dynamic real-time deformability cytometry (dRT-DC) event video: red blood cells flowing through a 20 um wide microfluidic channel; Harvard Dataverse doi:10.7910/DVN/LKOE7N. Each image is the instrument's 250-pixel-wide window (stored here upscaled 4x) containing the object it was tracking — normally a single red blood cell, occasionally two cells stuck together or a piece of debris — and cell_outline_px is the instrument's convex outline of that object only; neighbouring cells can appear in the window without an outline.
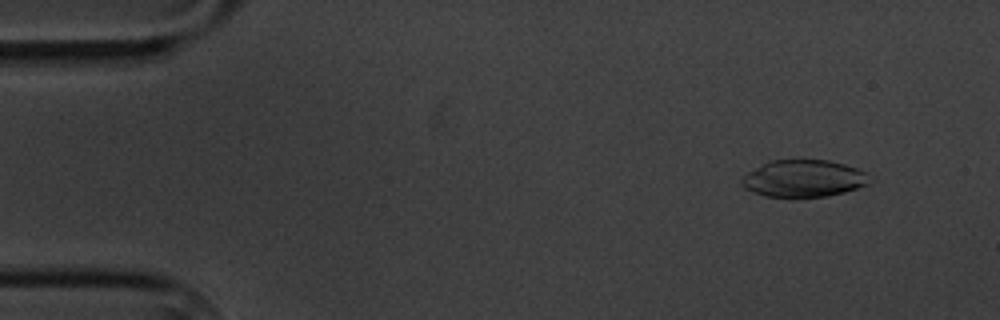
{"species": "common noctule bat (a hibernating species)", "species_latin": "Nyctalus noctula", "temperature_condition": "cold", "stored_images_in_passage": 4, "camera_frame_rate_fps": 3000, "um_per_image_px": 0.085, "animal": {"sex": "male", "body_mass_g": 20.1, "forearm_length_mm": 53.5}, "frame": {"image": 1, "passage_image": 2, "time_ms": 1.0, "image_size_px": [1000, 320], "cell_outline_px": [[868, 184], [844, 192], [828, 196], [792, 200], [764, 196], [744, 188], [740, 184], [740, 180], [748, 172], [772, 160], [828, 160], [844, 164], [856, 168], [864, 172]], "centroid_in_image_um": [68.24, 15.22], "position_along_channel_um": 16.8, "area_um2": 27.92}}